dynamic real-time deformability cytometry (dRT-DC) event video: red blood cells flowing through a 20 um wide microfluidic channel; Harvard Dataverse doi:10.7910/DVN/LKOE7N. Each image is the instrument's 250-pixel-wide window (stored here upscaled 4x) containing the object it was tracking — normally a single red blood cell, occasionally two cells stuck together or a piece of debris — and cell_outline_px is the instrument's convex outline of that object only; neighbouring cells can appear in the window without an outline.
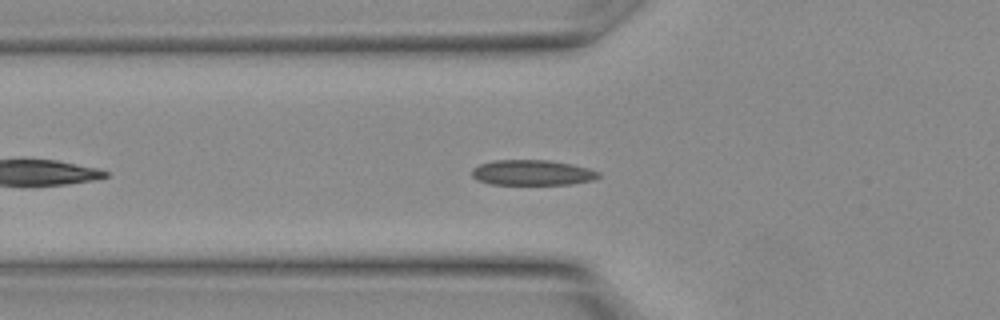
{"species": "Egyptian fruit bat (a non-hibernating species)", "species_latin": "Rousettus aegyptiacus", "temperature_condition": "warm", "stored_images_in_passage": 10, "camera_frame_rate_fps": 3000, "um_per_image_px": 0.085, "animal": {"sex": "female"}, "frame": {"image": 1, "passage_image": 4, "time_ms": 1.0, "image_size_px": [1000, 320], "cell_outline_px": [[600, 176], [592, 180], [572, 184], [492, 184], [476, 180], [472, 176], [472, 168], [480, 164], [492, 160], [548, 160], [572, 164], [588, 168], [600, 172]], "centroid_in_image_um": [45.23, 14.67], "position_along_channel_um": 80.6, "area_um2": 18.73}}
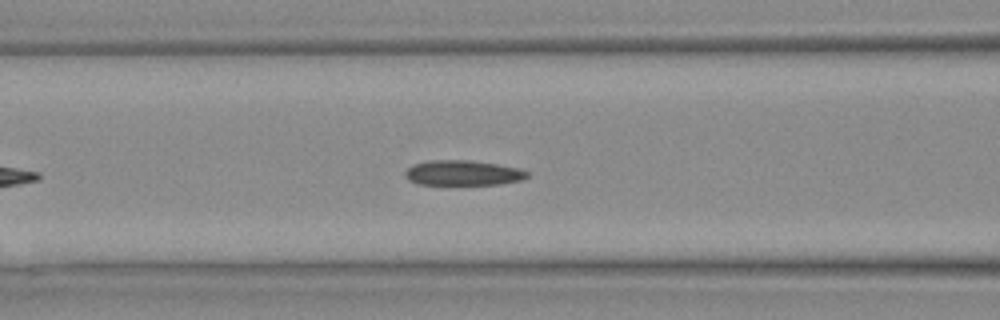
{"frame": {"image": 2, "passage_image": 6, "time_ms": 1.667, "image_size_px": [1000, 320], "cell_outline_px": [[528, 176], [520, 180], [500, 184], [420, 184], [408, 180], [404, 176], [404, 172], [412, 164], [432, 160], [468, 160], [496, 164], [516, 168], [528, 172]], "centroid_in_image_um": [39.29, 14.69], "position_along_channel_um": 127.3, "area_um2": 17.63}}
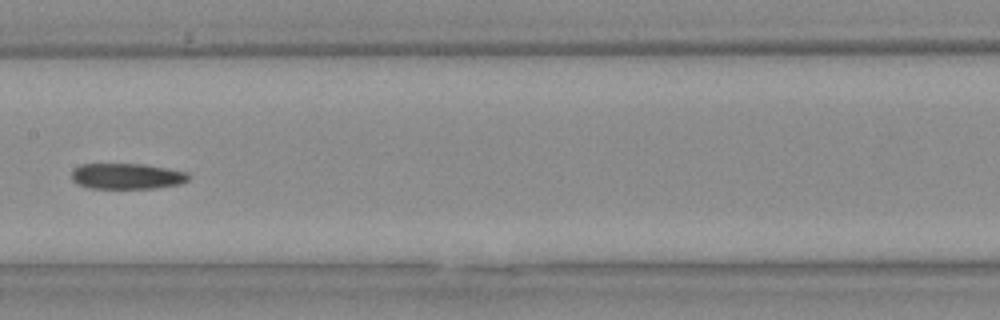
{"frame": {"image": 3, "passage_image": 9, "time_ms": 2.667, "image_size_px": [1000, 320], "cell_outline_px": [[188, 180], [180, 184], [152, 188], [92, 188], [80, 184], [72, 180], [72, 168], [80, 164], [144, 164], [188, 172]], "centroid_in_image_um": [10.77, 14.96], "position_along_channel_um": 196.6, "area_um2": 17.46}}